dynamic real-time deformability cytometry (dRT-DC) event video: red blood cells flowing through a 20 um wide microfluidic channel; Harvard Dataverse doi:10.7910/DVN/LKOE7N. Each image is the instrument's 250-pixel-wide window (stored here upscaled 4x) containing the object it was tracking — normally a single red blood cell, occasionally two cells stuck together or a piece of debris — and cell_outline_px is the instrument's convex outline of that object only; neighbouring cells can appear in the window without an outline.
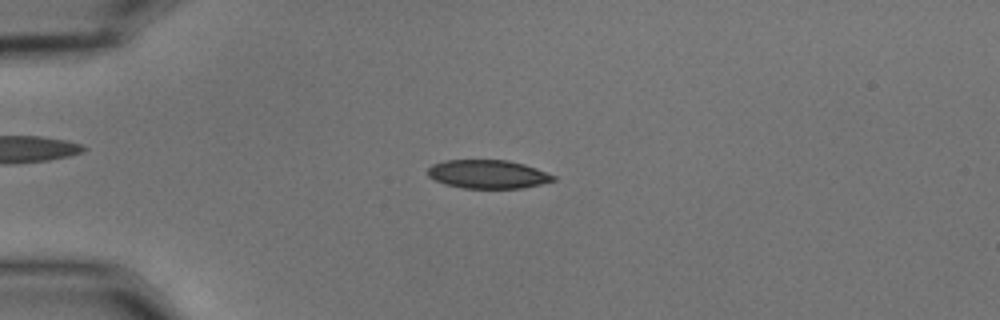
{"species": "common noctule bat (a hibernating species)", "species_latin": "Nyctalus noctula", "temperature_condition": "cold", "stored_images_in_passage": 55, "camera_frame_rate_fps": 3000, "um_per_image_px": 0.085, "animal": {"sex": "male", "body_mass_g": 15.6}, "frame": {"image": 1, "passage_image": 14, "time_ms": 4.333, "image_size_px": [1000, 320], "cell_outline_px": [[556, 180], [540, 184], [520, 188], [464, 188], [444, 184], [428, 176], [428, 168], [432, 164], [444, 160], [508, 160], [524, 164], [536, 168], [556, 176]], "centroid_in_image_um": [41.46, 14.8], "position_along_channel_um": 43.5, "area_um2": 20.87}}
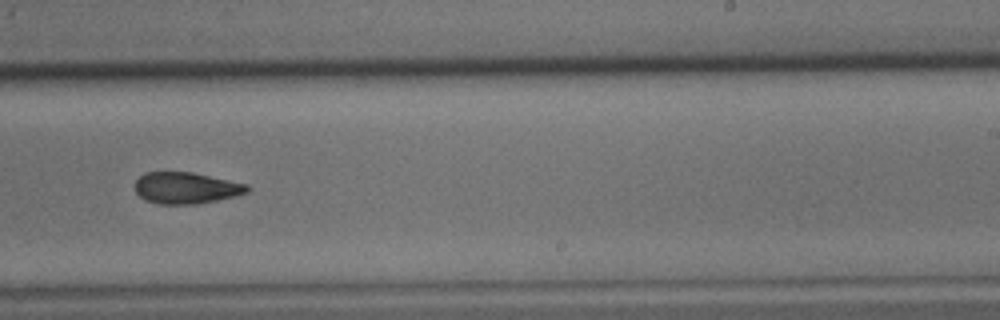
{"frame": {"image": 2, "passage_image": 35, "time_ms": 11.333, "image_size_px": [1000, 320], "cell_outline_px": [[248, 192], [216, 200], [196, 204], [156, 204], [144, 200], [136, 192], [136, 180], [144, 172], [192, 172], [248, 184]], "centroid_in_image_um": [15.78, 15.97], "position_along_channel_um": 273.2, "area_um2": 20.46}}
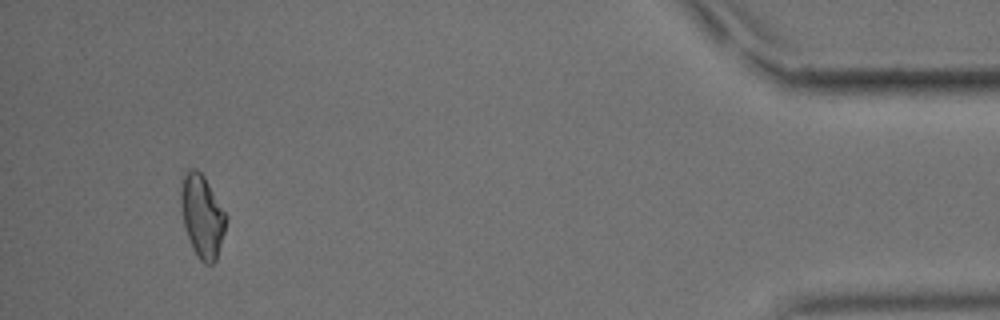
{"frame": {"image": 3, "passage_image": 52, "time_ms": 17.0, "image_size_px": [1000, 320], "cell_outline_px": [[228, 220], [216, 260], [212, 264], [204, 264], [196, 256], [192, 248], [184, 224], [180, 200], [180, 192], [184, 168], [196, 168], [204, 176], [228, 216]], "centroid_in_image_um": [17.18, 18.34], "position_along_channel_um": 418.0, "area_um2": 22.02}, "authors_computed_cell_mechanics": {"area_um2": 21.2126, "velocity_mm_per_s": 3.6587, "shape_relaxation_time_tau1_ms": 5.1159, "shape_relaxation_time_tau2_ms": 5.4922, "deformation_change_tau1": 0.1279, "deformation_change_tau2": 0.1212}}